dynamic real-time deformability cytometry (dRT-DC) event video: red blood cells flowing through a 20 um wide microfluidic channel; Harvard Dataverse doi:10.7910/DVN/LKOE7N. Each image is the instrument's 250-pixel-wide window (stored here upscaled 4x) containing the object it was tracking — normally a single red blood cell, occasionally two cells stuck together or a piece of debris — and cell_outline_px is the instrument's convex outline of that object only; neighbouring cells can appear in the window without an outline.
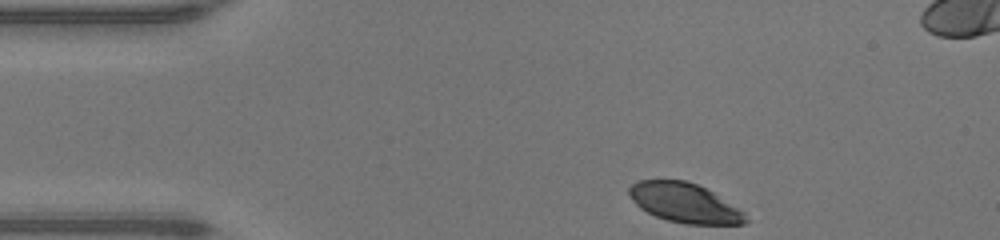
{"species": "human", "species_latin": "Homo sapiens", "temperature_condition": "warm", "stored_images_in_passage": 32, "camera_frame_rate_fps": 3000, "um_per_image_px": 0.085, "donor": {"sex": "male"}, "frame": {"image": 1, "passage_image": 1, "time_ms": 0.0, "image_size_px": [1000, 240], "cell_outline_px": [[748, 220], [744, 224], [684, 224], [668, 220], [656, 216], [640, 208], [632, 200], [628, 192], [628, 188], [636, 180], [684, 180], [696, 184], [712, 192], [740, 208], [744, 212]], "centroid_in_image_um": [58.18, 17.24], "position_along_channel_um": 26.8, "area_um2": 26.7}}
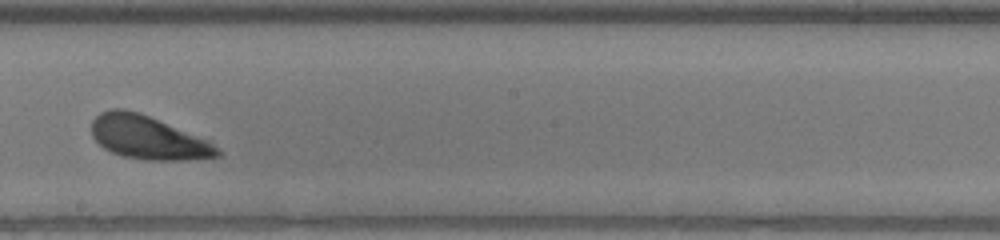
{"frame": {"image": 2, "passage_image": 20, "time_ms": 6.333, "image_size_px": [1000, 240], "cell_outline_px": [[220, 156], [188, 160], [144, 160], [120, 156], [104, 148], [92, 136], [92, 120], [100, 112], [108, 108], [124, 108], [140, 112], [212, 140], [220, 148]], "centroid_in_image_um": [12.63, 11.68], "position_along_channel_um": 235.6, "area_um2": 32.54}}
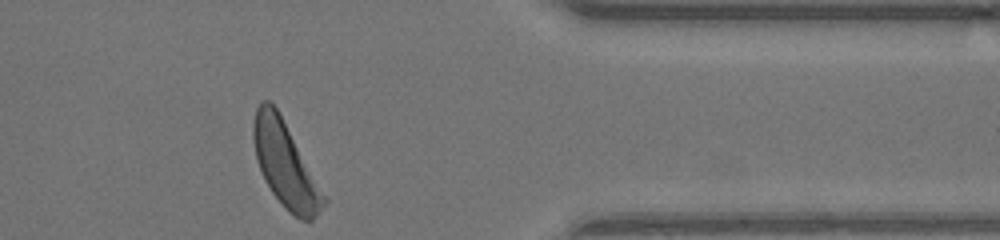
{"frame": {"image": 3, "passage_image": 32, "time_ms": 10.333, "image_size_px": [1000, 240], "cell_outline_px": [[328, 200], [316, 216], [312, 220], [300, 220], [288, 212], [284, 208], [272, 192], [264, 180], [256, 160], [252, 136], [252, 124], [256, 108], [260, 100], [268, 100], [276, 108]], "centroid_in_image_um": [24.22, 14.01], "position_along_channel_um": 387.2, "area_um2": 34.39}, "authors_computed_cell_mechanics": {"area_um2": 32.4836, "velocity_mm_per_s": 4.3186, "shape_relaxation_time_tau1_ms": 1.5686, "shape_relaxation_time_tau2_ms": null, "deformation_change_tau1": 0.1233, "deformation_change_tau2": null}}